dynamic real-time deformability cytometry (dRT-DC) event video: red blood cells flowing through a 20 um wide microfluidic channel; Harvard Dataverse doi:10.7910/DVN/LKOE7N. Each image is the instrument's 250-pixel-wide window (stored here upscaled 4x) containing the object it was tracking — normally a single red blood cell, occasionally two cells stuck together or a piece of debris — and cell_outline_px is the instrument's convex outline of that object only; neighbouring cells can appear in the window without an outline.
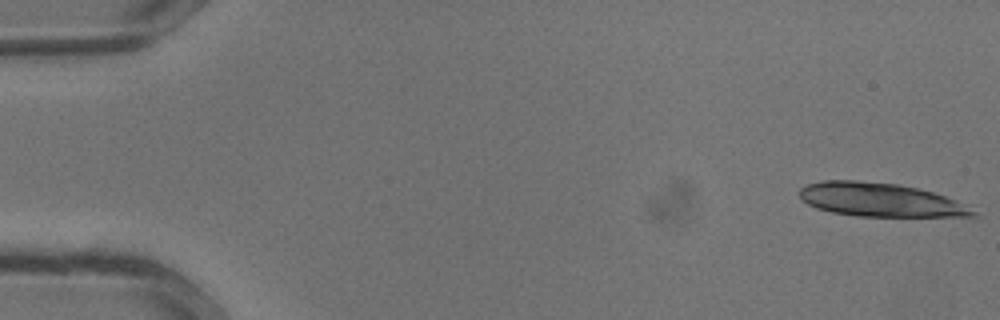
{"species": "common noctule bat (a hibernating species)", "species_latin": "Nyctalus noctula", "temperature_condition": "warm", "stored_images_in_passage": 11, "camera_frame_rate_fps": 3000, "um_per_image_px": 0.085, "animal": {"sex": "male", "body_mass_g": 13.3}, "frame": {"image": 1, "passage_image": 1, "time_ms": 0.0, "image_size_px": [1000, 320], "cell_outline_px": [[980, 216], [856, 216], [832, 212], [816, 208], [808, 204], [800, 196], [800, 188], [808, 184], [820, 180], [856, 180], [896, 184], [916, 188], [932, 192], [944, 196], [976, 212]], "centroid_in_image_um": [74.73, 16.98], "position_along_channel_um": 10.3, "area_um2": 33.41}}